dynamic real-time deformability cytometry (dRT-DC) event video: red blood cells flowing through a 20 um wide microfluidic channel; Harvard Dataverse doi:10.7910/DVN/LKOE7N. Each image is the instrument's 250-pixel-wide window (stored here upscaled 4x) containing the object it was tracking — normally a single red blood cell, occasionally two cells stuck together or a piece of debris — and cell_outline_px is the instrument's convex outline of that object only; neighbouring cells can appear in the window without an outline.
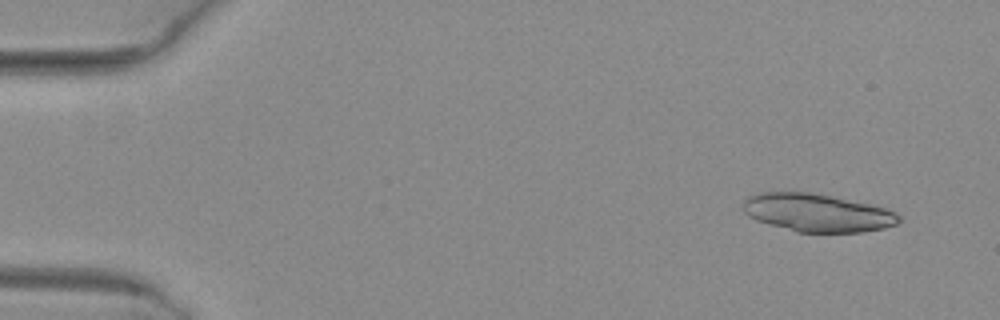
{"species": "common noctule bat (a hibernating species)", "species_latin": "Nyctalus noctula", "temperature_condition": "warm", "stored_images_in_passage": 51, "segment_of_instrument_passage": [1, 2], "camera_frame_rate_fps": 3000, "um_per_image_px": 0.085, "animal": {"sex": "female", "body_mass_g": 29.2, "forearm_length_mm": 56.3}, "frame": {"image": 1, "passage_image": 4, "time_ms": 1.0, "image_size_px": [1000, 320], "cell_outline_px": [[900, 220], [896, 224], [884, 228], [860, 232], [796, 232], [768, 224], [756, 220], [748, 216], [740, 208], [744, 200], [748, 196], [756, 192], [808, 192], [832, 196], [868, 204], [884, 208], [896, 212], [900, 216]], "centroid_in_image_um": [69.4, 18.08], "position_along_channel_um": 15.6, "area_um2": 34.56}}